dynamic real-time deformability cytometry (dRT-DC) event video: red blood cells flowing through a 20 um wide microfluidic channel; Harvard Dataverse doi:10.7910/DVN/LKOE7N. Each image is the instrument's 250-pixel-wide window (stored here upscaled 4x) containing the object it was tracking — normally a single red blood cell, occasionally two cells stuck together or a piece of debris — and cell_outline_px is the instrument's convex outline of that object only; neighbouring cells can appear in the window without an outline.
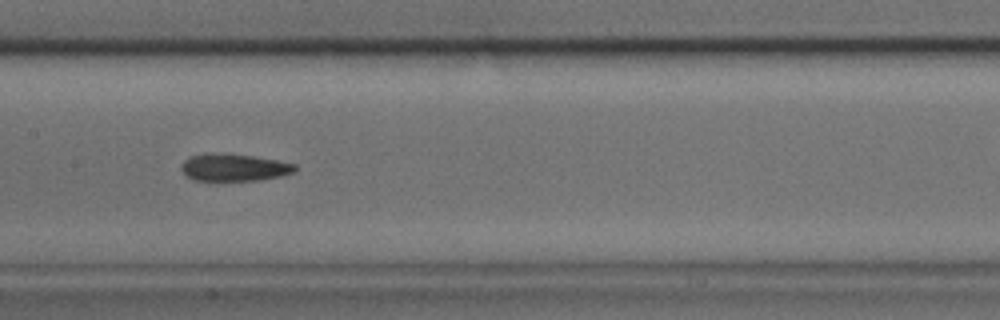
{"species": "common noctule bat (a hibernating species)", "species_latin": "Nyctalus noctula", "temperature_condition": "cold", "stored_images_in_passage": 43, "camera_frame_rate_fps": 3000, "um_per_image_px": 0.085, "animal": {"sex": "male", "body_mass_g": 17.9, "forearm_length_mm": 54.2}, "frame": {"image": 1, "passage_image": 20, "time_ms": 6.333, "image_size_px": [1000, 320], "cell_outline_px": [[296, 172], [284, 176], [260, 180], [192, 180], [184, 176], [180, 168], [180, 164], [188, 156], [204, 152], [252, 156], [276, 160], [296, 164]], "centroid_in_image_um": [19.84, 14.23], "position_along_channel_um": 187.6, "area_um2": 18.38}}
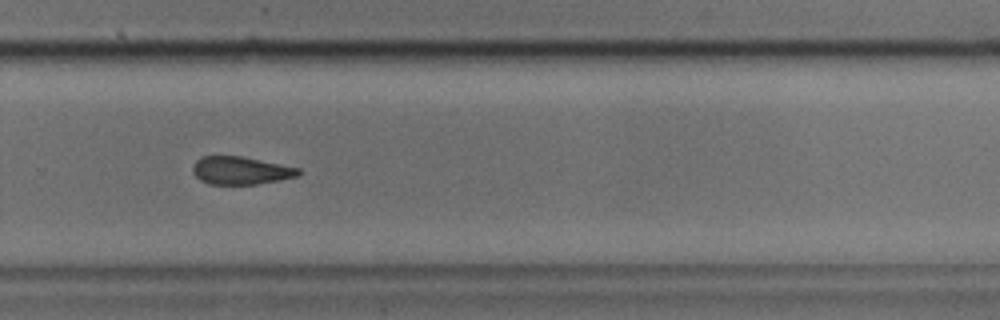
{"frame": {"image": 2, "passage_image": 28, "time_ms": 9.0, "image_size_px": [1000, 320], "cell_outline_px": [[300, 172], [296, 176], [280, 180], [256, 184], [208, 184], [200, 180], [192, 172], [192, 168], [196, 160], [200, 156], [240, 156], [300, 168]], "centroid_in_image_um": [20.42, 14.49], "position_along_channel_um": 309.4, "area_um2": 17.05}}
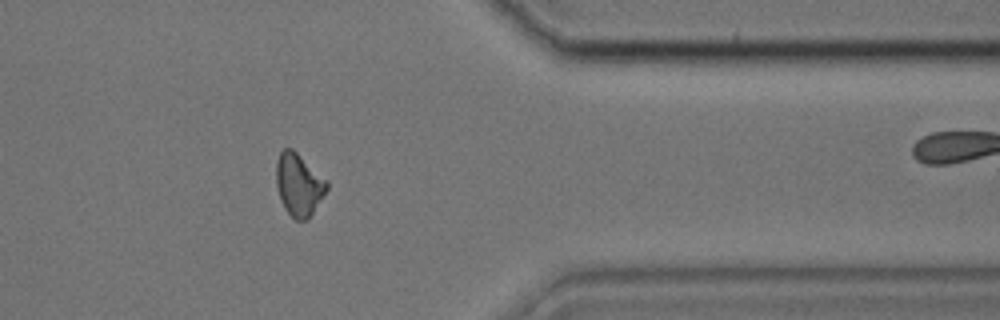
{"frame": {"image": 3, "passage_image": 34, "time_ms": 11.0, "image_size_px": [1000, 320], "cell_outline_px": [[328, 188], [308, 220], [296, 220], [284, 208], [280, 200], [276, 184], [276, 164], [280, 152], [284, 148], [292, 148], [328, 180]], "centroid_in_image_um": [25.4, 15.69], "position_along_channel_um": 386.0, "area_um2": 18.44}}